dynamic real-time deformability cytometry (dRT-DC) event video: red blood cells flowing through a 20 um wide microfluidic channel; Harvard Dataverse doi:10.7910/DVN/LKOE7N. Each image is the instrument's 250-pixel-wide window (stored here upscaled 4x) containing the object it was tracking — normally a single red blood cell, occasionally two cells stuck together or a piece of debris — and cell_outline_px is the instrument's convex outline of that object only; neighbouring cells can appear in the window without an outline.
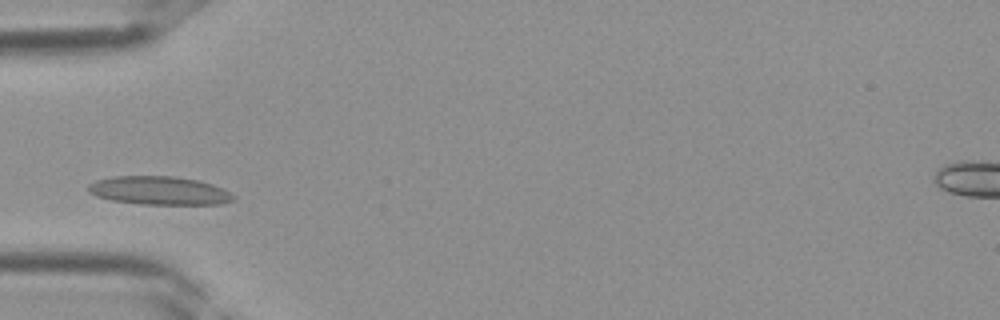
{"species": "Egyptian fruit bat (a non-hibernating species)", "species_latin": "Rousettus aegyptiacus", "temperature_condition": "room temperature", "stored_images_in_passage": 27, "camera_frame_rate_fps": 3000, "um_per_image_px": 0.085, "frame": {"image": 1, "passage_image": 5, "time_ms": 1.333, "image_size_px": [1000, 320], "cell_outline_px": [[236, 196], [232, 200], [220, 204], [140, 204], [112, 200], [96, 196], [88, 192], [88, 184], [96, 180], [112, 176], [176, 176], [196, 180], [212, 184]], "centroid_in_image_um": [13.49, 16.19], "position_along_channel_um": 71.5, "area_um2": 23.93}}
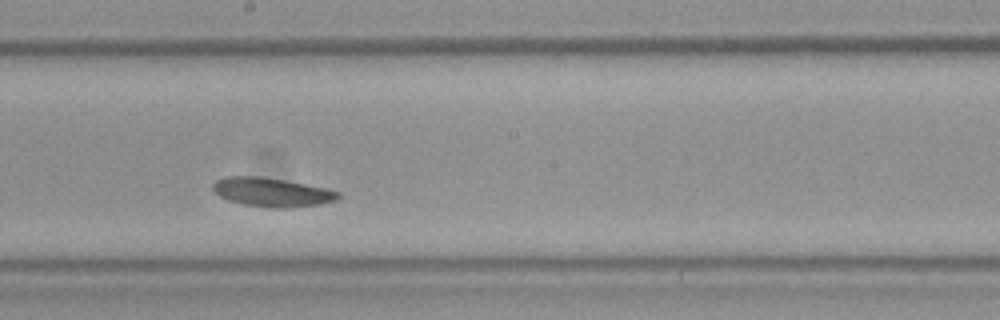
{"frame": {"image": 2, "passage_image": 14, "time_ms": 4.333, "image_size_px": [1000, 320], "cell_outline_px": [[340, 196], [336, 200], [320, 204], [288, 208], [268, 208], [244, 204], [228, 200], [220, 196], [212, 188], [212, 184], [216, 180], [224, 176], [260, 176], [284, 180], [324, 188], [340, 192]], "centroid_in_image_um": [23.08, 16.34], "position_along_channel_um": 225.1, "area_um2": 21.04}}
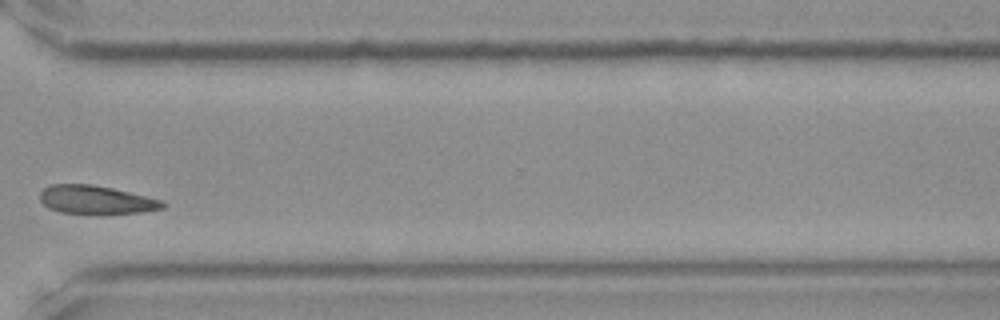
{"frame": {"image": 3, "passage_image": 22, "time_ms": 7.0, "image_size_px": [1000, 320], "cell_outline_px": [[168, 204], [164, 208], [144, 212], [100, 216], [60, 212], [48, 208], [40, 200], [40, 192], [48, 184], [92, 184], [112, 188], [164, 200]], "centroid_in_image_um": [8.21, 17.02], "position_along_channel_um": 362.4, "area_um2": 21.21}}